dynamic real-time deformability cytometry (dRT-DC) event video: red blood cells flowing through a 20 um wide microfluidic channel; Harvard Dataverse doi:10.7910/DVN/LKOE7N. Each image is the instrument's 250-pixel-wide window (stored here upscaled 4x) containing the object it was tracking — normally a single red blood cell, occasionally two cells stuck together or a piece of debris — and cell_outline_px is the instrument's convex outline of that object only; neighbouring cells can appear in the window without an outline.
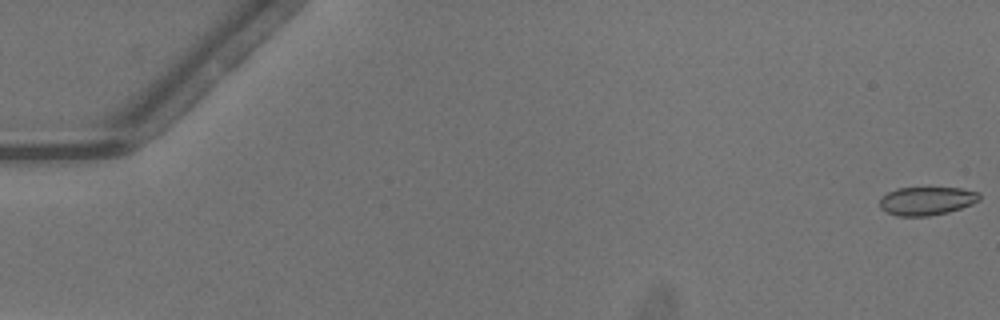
{"species": "common noctule bat (a hibernating species)", "species_latin": "Nyctalus noctula", "temperature_condition": "warm", "stored_images_in_passage": 51, "camera_frame_rate_fps": 3000, "um_per_image_px": 0.085, "animal": {"sex": "male", "body_mass_g": 13.3}, "frame": {"image": 1, "passage_image": 1, "time_ms": 0.0, "image_size_px": [1000, 320], "cell_outline_px": [[980, 200], [972, 204], [948, 212], [928, 216], [896, 216], [880, 208], [880, 200], [888, 192], [896, 188], [960, 188], [980, 192]], "centroid_in_image_um": [78.79, 17.08], "position_along_channel_um": 6.2, "area_um2": 16.42}}
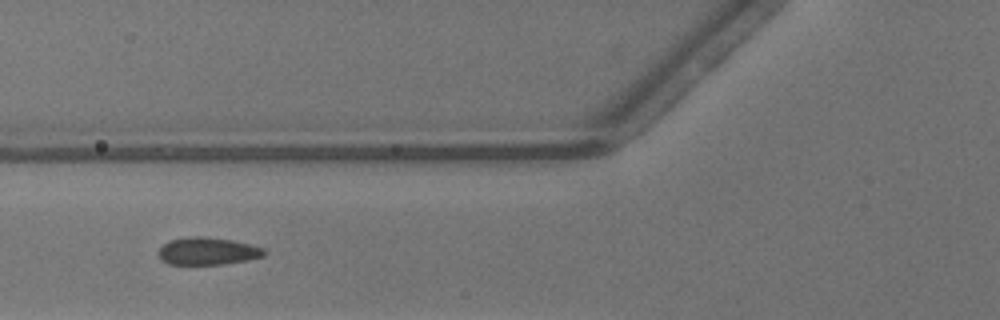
{"frame": {"image": 2, "passage_image": 21, "time_ms": 6.667, "image_size_px": [1000, 320], "cell_outline_px": [[268, 252], [264, 256], [248, 260], [224, 264], [168, 264], [160, 256], [160, 248], [164, 244], [172, 240], [188, 236], [204, 236], [232, 240], [252, 244], [264, 248]], "centroid_in_image_um": [17.73, 21.34], "position_along_channel_um": 108.1, "area_um2": 16.88}}
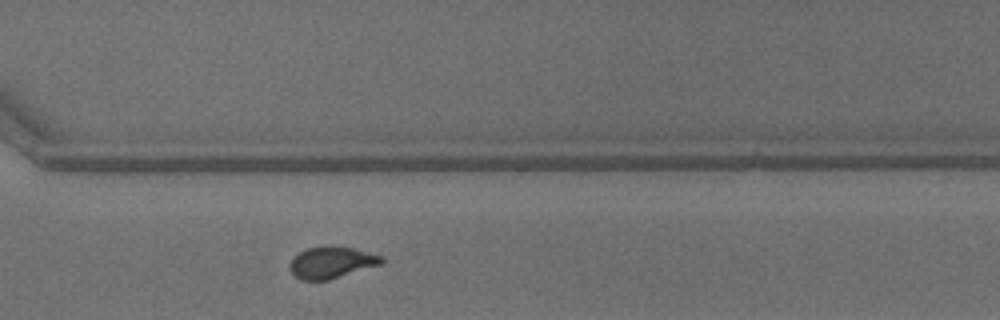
{"frame": {"image": 3, "passage_image": 38, "time_ms": 12.333, "image_size_px": [1000, 320], "cell_outline_px": [[384, 260], [380, 264], [328, 280], [300, 280], [292, 272], [288, 264], [300, 252], [308, 248], [332, 244], [352, 248], [384, 256]], "centroid_in_image_um": [28.18, 22.29], "position_along_channel_um": 342.4, "area_um2": 16.82}, "authors_computed_cell_mechanics": {"area_um2": 17.2822, "velocity_mm_per_s": 4.1303, "shape_relaxation_time_tau1_ms": 7.3955, "shape_relaxation_time_tau2_ms": null, "deformation_change_tau1": 0.1486, "deformation_change_tau2": null}}